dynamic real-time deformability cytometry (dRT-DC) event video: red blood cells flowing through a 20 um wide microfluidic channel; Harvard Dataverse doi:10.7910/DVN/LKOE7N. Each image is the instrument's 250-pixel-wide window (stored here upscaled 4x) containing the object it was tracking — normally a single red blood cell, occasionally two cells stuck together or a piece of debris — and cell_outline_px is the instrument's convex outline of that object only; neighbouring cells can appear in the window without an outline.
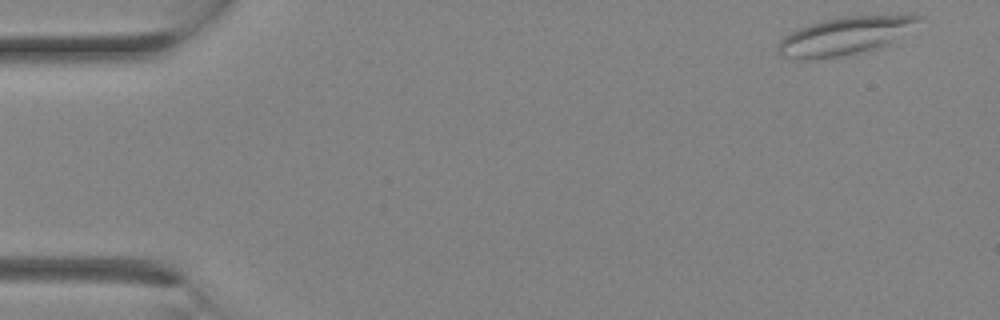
{"species": "Egyptian fruit bat (a non-hibernating species)", "species_latin": "Rousettus aegyptiacus", "temperature_condition": "room temperature", "stored_images_in_passage": 9, "camera_frame_rate_fps": 3000, "um_per_image_px": 0.085, "animal": {"sex": "female"}, "frame": {"image": 1, "passage_image": 1, "time_ms": 0.0, "image_size_px": [1000, 320], "cell_outline_px": [[920, 20], [888, 44], [880, 48], [836, 56], [812, 60], [800, 60], [780, 56], [776, 52], [776, 44], [784, 36], [800, 28], [824, 20], [840, 16], [912, 12], [920, 16]], "centroid_in_image_um": [71.81, 3.02], "position_along_channel_um": 13.2, "area_um2": 31.44}}